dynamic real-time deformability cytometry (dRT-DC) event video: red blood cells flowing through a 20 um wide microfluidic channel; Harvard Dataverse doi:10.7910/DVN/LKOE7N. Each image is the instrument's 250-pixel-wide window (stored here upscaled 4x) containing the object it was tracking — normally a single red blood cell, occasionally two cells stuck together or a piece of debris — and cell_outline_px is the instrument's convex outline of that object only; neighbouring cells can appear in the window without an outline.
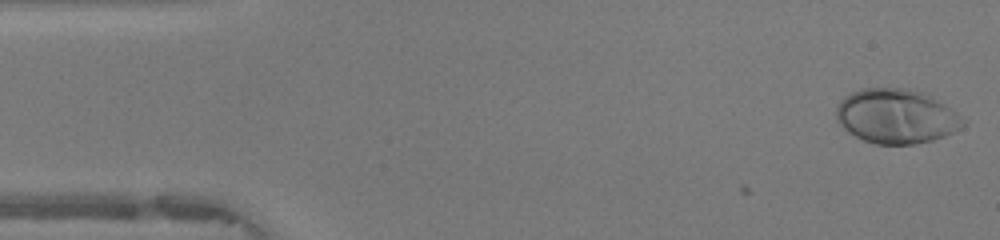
{"species": "human", "species_latin": "Homo sapiens", "temperature_condition": "warm", "stored_images_in_passage": 47, "camera_frame_rate_fps": 3000, "um_per_image_px": 0.085, "donor": {"sex": "female"}, "frame": {"image": 1, "passage_image": 1, "time_ms": 0.0, "image_size_px": [1000, 240], "cell_outline_px": [[968, 120], [960, 128], [944, 136], [932, 140], [916, 144], [876, 144], [864, 140], [848, 132], [836, 120], [836, 104], [844, 96], [852, 92], [864, 88], [912, 88], [932, 96]], "centroid_in_image_um": [76.18, 9.87], "position_along_channel_um": 8.8, "area_um2": 40.46}}
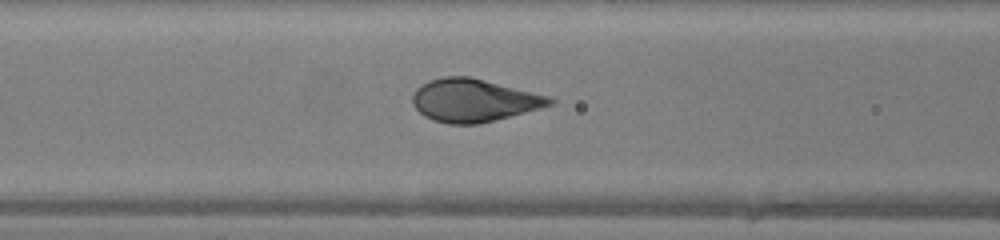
{"frame": {"image": 2, "passage_image": 18, "time_ms": 5.667, "image_size_px": [1000, 240], "cell_outline_px": [[556, 100], [552, 104], [540, 108], [480, 124], [448, 124], [432, 120], [424, 116], [412, 104], [412, 96], [416, 88], [428, 80], [444, 76], [468, 76], [552, 96]], "centroid_in_image_um": [40.26, 8.53], "position_along_channel_um": 126.3, "area_um2": 34.39}}
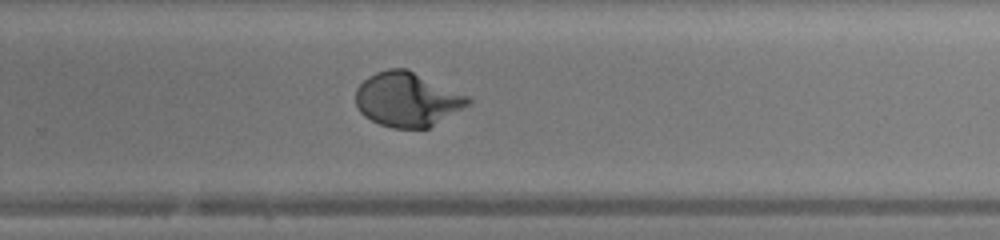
{"frame": {"image": 3, "passage_image": 30, "time_ms": 9.667, "image_size_px": [1000, 240], "cell_outline_px": [[472, 100], [468, 104], [428, 128], [392, 128], [380, 124], [364, 116], [360, 112], [356, 104], [356, 88], [368, 76], [376, 72], [388, 68], [408, 68], [468, 96]], "centroid_in_image_um": [34.58, 8.43], "position_along_channel_um": 295.2, "area_um2": 35.32}, "authors_computed_cell_mechanics": {"area_um2": 35.7204, "velocity_mm_per_s": 4.239, "shape_relaxation_time_tau1_ms": 3.5448, "shape_relaxation_time_tau2_ms": null, "deformation_change_tau1": 0.2275, "deformation_change_tau2": null}}